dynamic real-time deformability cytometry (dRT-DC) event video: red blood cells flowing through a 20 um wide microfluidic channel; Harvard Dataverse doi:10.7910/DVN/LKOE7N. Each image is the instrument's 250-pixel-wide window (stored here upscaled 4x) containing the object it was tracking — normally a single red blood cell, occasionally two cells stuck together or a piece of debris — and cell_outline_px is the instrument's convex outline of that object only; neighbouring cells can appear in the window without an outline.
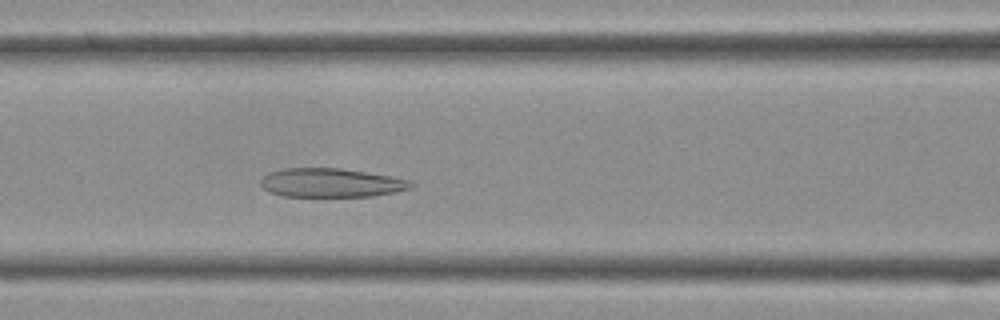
{"species": "Egyptian fruit bat (a non-hibernating species)", "species_latin": "Rousettus aegyptiacus", "temperature_condition": "cold", "stored_images_in_passage": 38, "camera_frame_rate_fps": 3000, "um_per_image_px": 0.085, "frame": {"image": 1, "passage_image": 14, "time_ms": 4.333, "image_size_px": [1000, 320], "cell_outline_px": [[412, 188], [396, 192], [372, 196], [284, 196], [268, 192], [260, 184], [260, 180], [268, 172], [284, 168], [340, 168], [392, 176], [408, 180], [412, 184]], "centroid_in_image_um": [28.11, 15.53], "position_along_channel_um": 138.5, "area_um2": 25.26}}
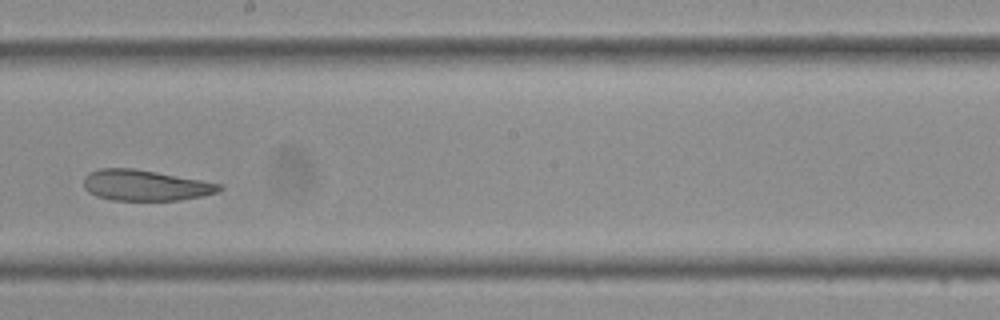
{"frame": {"image": 2, "passage_image": 20, "time_ms": 6.333, "image_size_px": [1000, 320], "cell_outline_px": [[224, 188], [216, 192], [200, 196], [180, 200], [112, 200], [96, 196], [88, 192], [84, 188], [84, 176], [88, 172], [100, 168], [132, 168], [156, 172], [200, 180], [220, 184]], "centroid_in_image_um": [12.28, 15.75], "position_along_channel_um": 235.9, "area_um2": 24.16}}
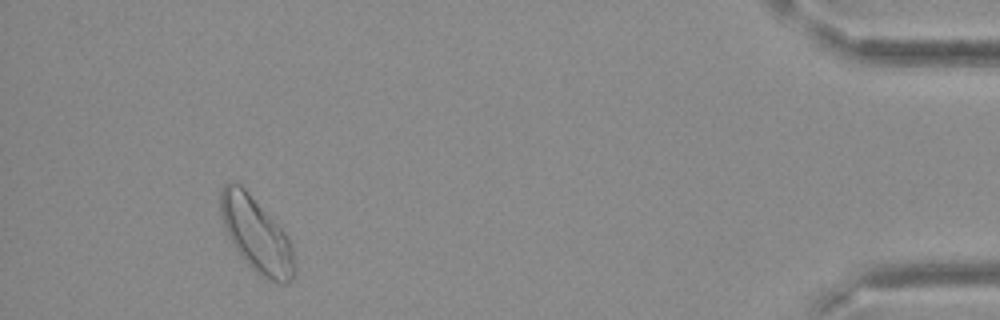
{"frame": {"image": 3, "passage_image": 35, "time_ms": 11.333, "image_size_px": [1000, 320], "cell_outline_px": [[296, 268], [292, 280], [288, 284], [280, 284], [268, 280], [260, 276], [240, 256], [232, 244], [224, 228], [220, 216], [220, 192], [224, 184], [228, 180], [232, 180], [240, 184], [280, 224], [288, 236], [292, 244]], "centroid_in_image_um": [21.8, 19.95], "position_along_channel_um": 413.4, "area_um2": 32.95}}